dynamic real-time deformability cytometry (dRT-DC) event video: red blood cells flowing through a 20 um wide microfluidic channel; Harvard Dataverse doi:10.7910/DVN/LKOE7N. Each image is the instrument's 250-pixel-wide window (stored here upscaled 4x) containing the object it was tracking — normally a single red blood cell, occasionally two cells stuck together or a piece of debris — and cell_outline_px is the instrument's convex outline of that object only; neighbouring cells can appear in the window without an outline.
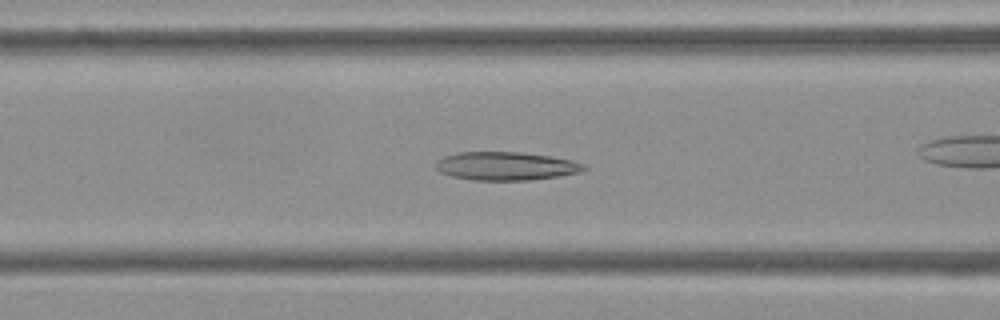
{"species": "Egyptian fruit bat (a non-hibernating species)", "species_latin": "Rousettus aegyptiacus", "temperature_condition": "cold", "stored_images_in_passage": 53, "camera_frame_rate_fps": 3000, "um_per_image_px": 0.085, "frame": {"image": 1, "passage_image": 20, "time_ms": 6.333, "image_size_px": [1000, 320], "cell_outline_px": [[588, 168], [580, 172], [560, 176], [528, 180], [472, 180], [452, 176], [440, 172], [436, 168], [436, 160], [444, 156], [456, 152], [520, 152], [548, 156], [572, 160], [588, 164]], "centroid_in_image_um": [43.02, 14.11], "position_along_channel_um": 123.6, "area_um2": 24.62}}
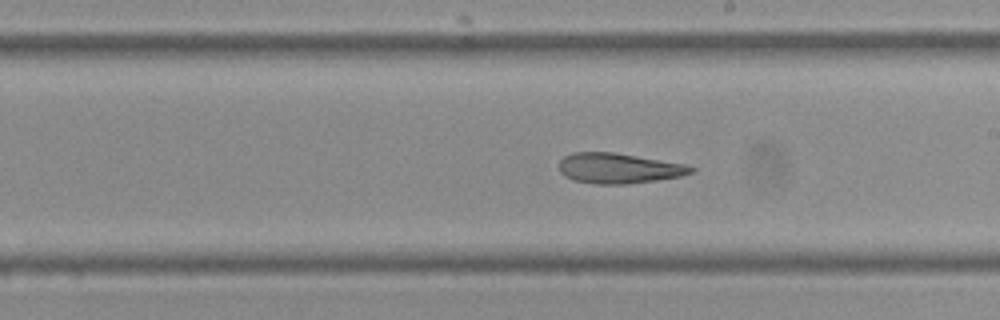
{"frame": {"image": 2, "passage_image": 29, "time_ms": 9.333, "image_size_px": [1000, 320], "cell_outline_px": [[696, 168], [692, 172], [680, 176], [656, 180], [624, 184], [596, 184], [572, 180], [564, 176], [560, 172], [560, 160], [564, 156], [572, 152], [612, 152], [684, 164]], "centroid_in_image_um": [52.54, 14.3], "position_along_channel_um": 236.5, "area_um2": 23.06}}
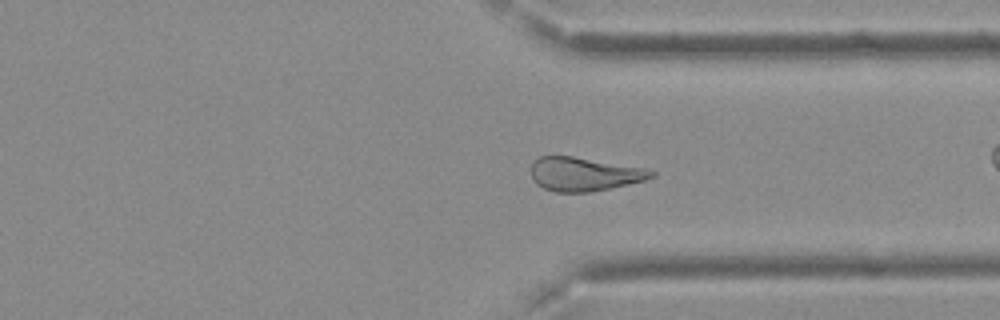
{"frame": {"image": 3, "passage_image": 39, "time_ms": 12.667, "image_size_px": [1000, 320], "cell_outline_px": [[656, 176], [644, 180], [612, 188], [588, 192], [556, 192], [544, 188], [536, 184], [532, 180], [532, 164], [540, 156], [572, 156], [644, 168], [656, 172]], "centroid_in_image_um": [49.65, 14.81], "position_along_channel_um": 361.7, "area_um2": 23.47}, "authors_computed_cell_mechanics": {"area_um2": 25.0852, "velocity_mm_per_s": 3.7623, "shape_relaxation_time_tau1_ms": null, "shape_relaxation_time_tau2_ms": 4.9425, "deformation_change_tau1": null, "deformation_change_tau2": 0.1579}}